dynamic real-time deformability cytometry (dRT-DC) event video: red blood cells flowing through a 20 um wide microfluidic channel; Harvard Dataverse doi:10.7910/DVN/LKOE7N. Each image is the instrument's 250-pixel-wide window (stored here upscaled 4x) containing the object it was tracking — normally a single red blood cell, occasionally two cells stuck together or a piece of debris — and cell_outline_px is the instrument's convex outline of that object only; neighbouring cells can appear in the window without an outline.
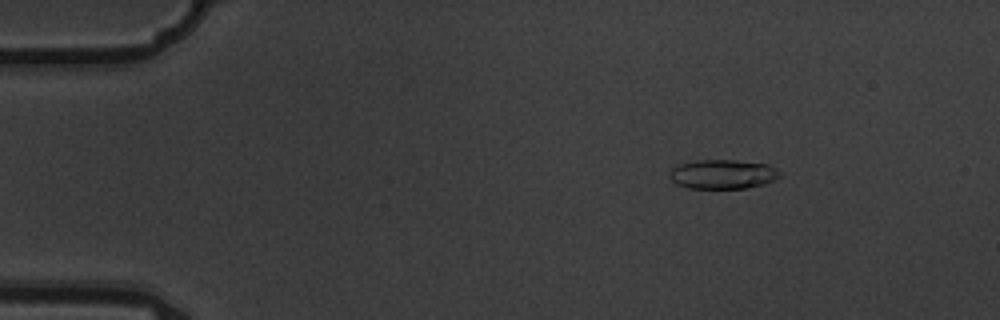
{"species": "common noctule bat (a hibernating species)", "species_latin": "Nyctalus noctula", "temperature_condition": "warm", "stored_images_in_passage": 8, "camera_frame_rate_fps": 3000, "um_per_image_px": 0.085, "animal": {"sex": "male", "body_mass_g": 19.5, "forearm_length_mm": 54.6}, "frame": {"image": 1, "passage_image": 3, "time_ms": 0.667, "image_size_px": [1000, 320], "cell_outline_px": [[784, 172], [776, 180], [764, 184], [744, 188], [688, 188], [676, 184], [672, 180], [672, 168], [680, 164], [696, 160], [736, 160], [768, 164]], "centroid_in_image_um": [61.52, 14.8], "position_along_channel_um": 23.5, "area_um2": 18.84}}
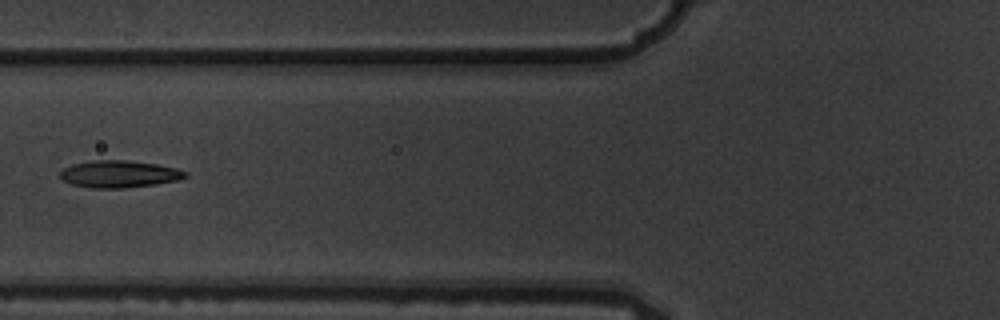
{"frame": {"image": 2, "passage_image": 7, "time_ms": 2.0, "image_size_px": [1000, 320], "cell_outline_px": [[188, 176], [180, 180], [156, 184], [124, 188], [92, 188], [72, 184], [64, 180], [60, 176], [60, 172], [64, 168], [72, 164], [92, 160], [124, 160], [156, 164], [176, 168], [188, 172]], "centroid_in_image_um": [10.16, 14.79], "position_along_channel_um": 115.6, "area_um2": 19.77}}
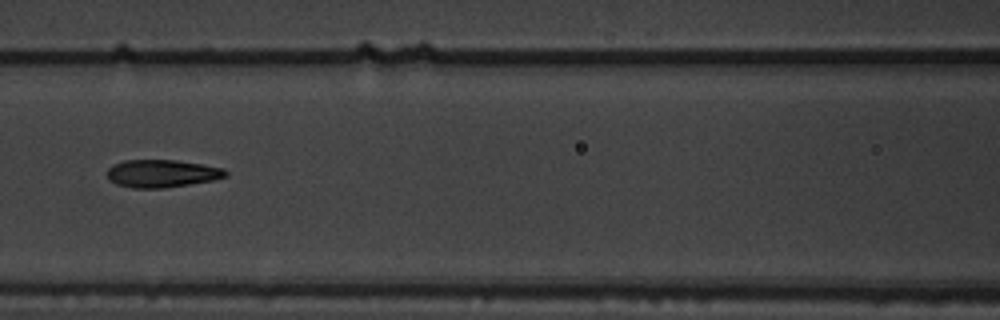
{"frame": {"image": 3, "passage_image": 8, "time_ms": 2.333, "image_size_px": [1000, 320], "cell_outline_px": [[228, 176], [212, 180], [164, 188], [132, 188], [116, 184], [108, 180], [108, 168], [112, 164], [124, 160], [176, 160], [224, 168], [228, 172]], "centroid_in_image_um": [13.74, 14.74], "position_along_channel_um": 152.9, "area_um2": 19.13}}